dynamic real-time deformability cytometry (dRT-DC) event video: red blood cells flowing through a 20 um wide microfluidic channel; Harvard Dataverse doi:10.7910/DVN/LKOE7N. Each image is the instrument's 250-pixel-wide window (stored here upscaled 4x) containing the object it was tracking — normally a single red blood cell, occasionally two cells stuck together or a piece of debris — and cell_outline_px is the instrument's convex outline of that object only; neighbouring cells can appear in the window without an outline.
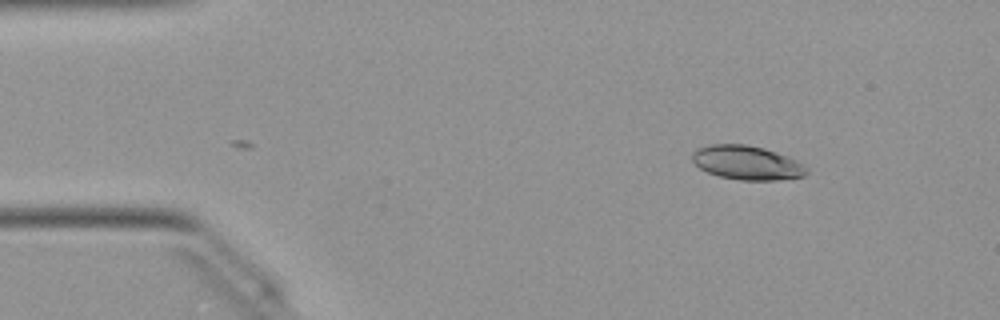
{"species": "Egyptian fruit bat (a non-hibernating species)", "species_latin": "Rousettus aegyptiacus", "temperature_condition": "warm", "stored_images_in_passage": 2, "camera_frame_rate_fps": 3000, "um_per_image_px": 0.085, "animal": {"sex": "female"}, "frame": {"image": 1, "passage_image": 2, "time_ms": 0.333, "image_size_px": [1000, 320], "cell_outline_px": [[808, 172], [804, 176], [776, 180], [740, 180], [720, 176], [708, 172], [700, 168], [692, 160], [692, 152], [696, 148], [712, 144], [748, 144], [764, 148], [776, 152], [796, 160], [804, 164], [808, 168]], "centroid_in_image_um": [63.49, 13.82], "position_along_channel_um": 21.5, "area_um2": 22.72}}